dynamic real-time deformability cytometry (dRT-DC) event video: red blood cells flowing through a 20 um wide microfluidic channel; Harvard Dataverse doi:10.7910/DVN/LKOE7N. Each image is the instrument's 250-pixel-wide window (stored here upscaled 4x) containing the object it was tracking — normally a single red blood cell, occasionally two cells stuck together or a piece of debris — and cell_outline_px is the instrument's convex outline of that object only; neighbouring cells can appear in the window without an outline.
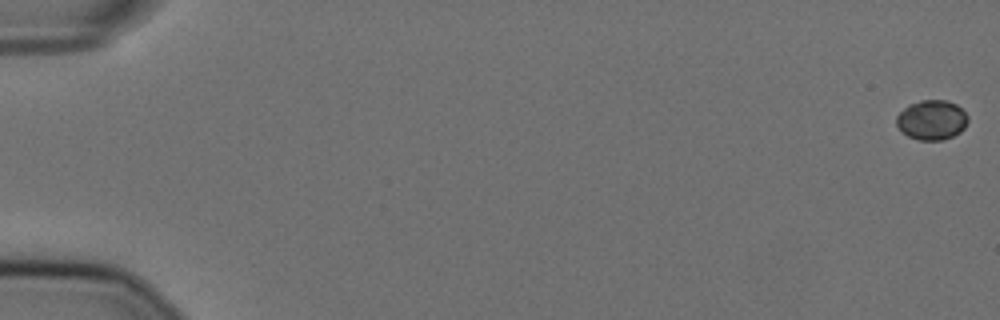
{"species": "Egyptian fruit bat (a non-hibernating species)", "species_latin": "Rousettus aegyptiacus", "temperature_condition": "cold", "stored_images_in_passage": 58, "camera_frame_rate_fps": 3000, "um_per_image_px": 0.085, "animal": {"sex": "female"}, "frame": {"image": 1, "passage_image": 1, "time_ms": 0.0, "image_size_px": [1000, 320], "cell_outline_px": [[968, 120], [964, 128], [960, 132], [944, 140], [920, 140], [908, 136], [896, 124], [896, 116], [908, 104], [920, 100], [948, 100], [956, 104], [968, 116]], "centroid_in_image_um": [79.2, 10.18], "position_along_channel_um": 5.8, "area_um2": 16.53}}
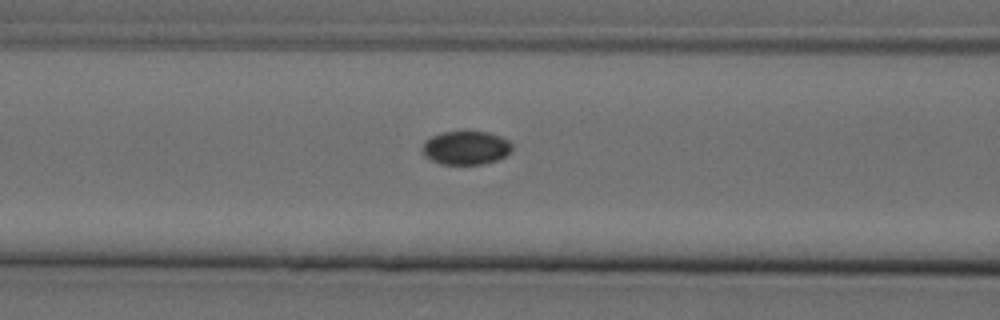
{"frame": {"image": 2, "passage_image": 25, "time_ms": 8.0, "image_size_px": [1000, 320], "cell_outline_px": [[512, 152], [496, 160], [484, 164], [440, 164], [424, 156], [420, 148], [424, 140], [440, 132], [464, 128], [488, 132], [500, 136], [508, 140], [512, 144]], "centroid_in_image_um": [39.57, 12.51], "position_along_channel_um": 127.0, "area_um2": 18.44}}
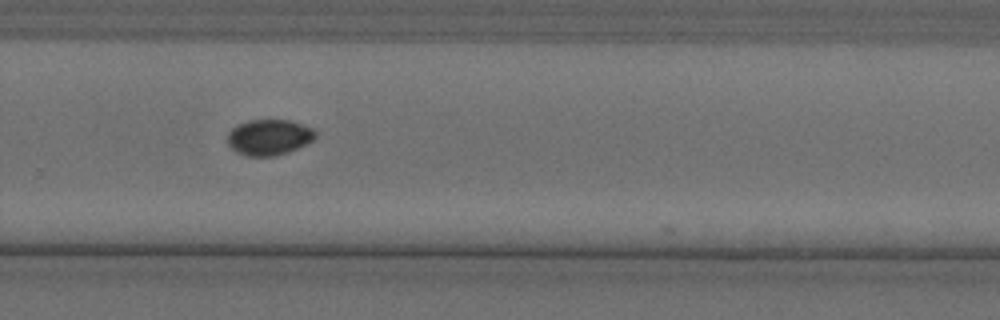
{"frame": {"image": 3, "passage_image": 40, "time_ms": 13.0, "image_size_px": [1000, 320], "cell_outline_px": [[316, 136], [312, 140], [288, 152], [276, 156], [248, 156], [236, 152], [228, 144], [228, 132], [236, 124], [248, 120], [288, 120], [312, 128], [316, 132]], "centroid_in_image_um": [22.83, 11.66], "position_along_channel_um": 307.0, "area_um2": 18.21}}